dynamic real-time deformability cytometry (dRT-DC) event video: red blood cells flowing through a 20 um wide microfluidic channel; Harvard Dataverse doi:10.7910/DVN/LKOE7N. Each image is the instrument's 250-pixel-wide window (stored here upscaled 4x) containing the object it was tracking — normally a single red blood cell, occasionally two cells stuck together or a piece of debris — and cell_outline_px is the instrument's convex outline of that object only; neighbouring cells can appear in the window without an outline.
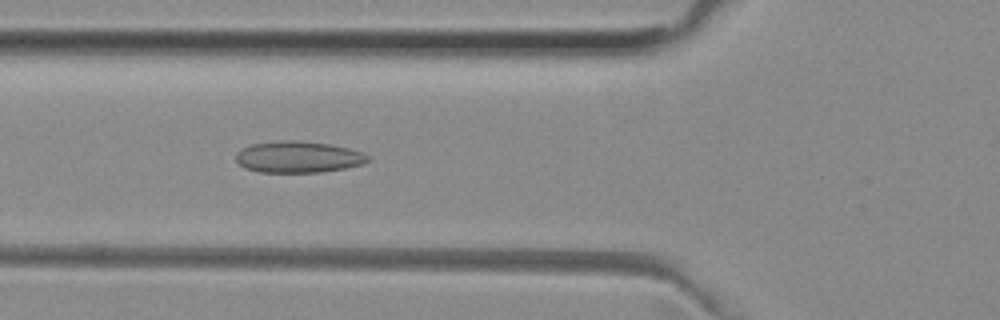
{"species": "common noctule bat (a hibernating species)", "species_latin": "Nyctalus noctula", "temperature_condition": "room temperature", "stored_images_in_passage": 38, "camera_frame_rate_fps": 3000, "um_per_image_px": 0.085, "animal": {"sex": "female", "body_mass_g": 29.2, "forearm_length_mm": 56.3}, "frame": {"image": 1, "passage_image": 6, "time_ms": 1.667, "image_size_px": [1000, 320], "cell_outline_px": [[368, 160], [364, 164], [344, 168], [320, 172], [256, 172], [244, 168], [236, 160], [236, 152], [252, 144], [280, 140], [300, 140], [328, 144], [348, 148], [364, 152], [368, 156]], "centroid_in_image_um": [25.34, 13.34], "position_along_channel_um": 100.5, "area_um2": 24.22}}
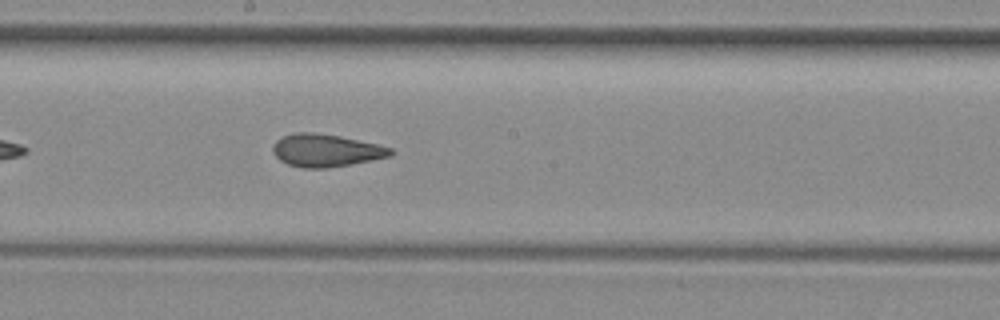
{"frame": {"image": 2, "passage_image": 15, "time_ms": 4.667, "image_size_px": [1000, 320], "cell_outline_px": [[396, 152], [392, 156], [352, 164], [324, 168], [300, 168], [288, 164], [280, 160], [272, 152], [272, 144], [276, 140], [284, 136], [296, 132], [312, 132], [340, 136], [376, 144], [392, 148]], "centroid_in_image_um": [27.7, 12.79], "position_along_channel_um": 220.5, "area_um2": 22.48}}
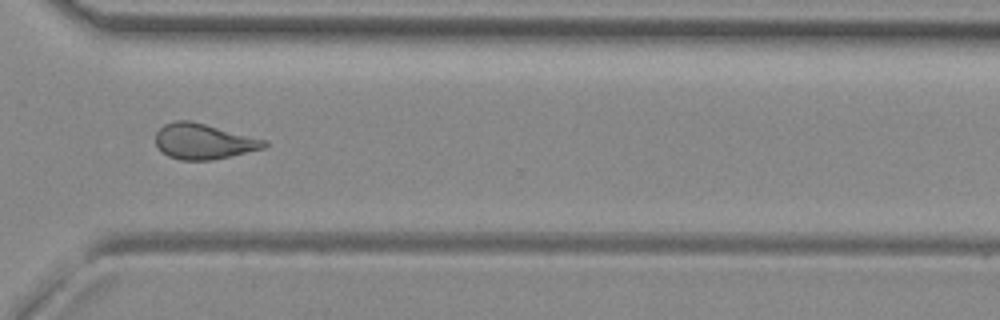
{"frame": {"image": 3, "passage_image": 25, "time_ms": 8.0, "image_size_px": [1000, 320], "cell_outline_px": [[268, 144], [264, 148], [212, 160], [180, 160], [168, 156], [160, 152], [156, 144], [156, 132], [164, 124], [176, 120], [188, 120], [268, 140]], "centroid_in_image_um": [17.28, 12.02], "position_along_channel_um": 353.3, "area_um2": 22.43}, "authors_computed_cell_mechanics": {"area_um2": 21.9929, "velocity_mm_per_s": 3.9911, "shape_relaxation_time_tau1_ms": null, "shape_relaxation_time_tau2_ms": 2.0759, "deformation_change_tau1": null, "deformation_change_tau2": 0.1064}}